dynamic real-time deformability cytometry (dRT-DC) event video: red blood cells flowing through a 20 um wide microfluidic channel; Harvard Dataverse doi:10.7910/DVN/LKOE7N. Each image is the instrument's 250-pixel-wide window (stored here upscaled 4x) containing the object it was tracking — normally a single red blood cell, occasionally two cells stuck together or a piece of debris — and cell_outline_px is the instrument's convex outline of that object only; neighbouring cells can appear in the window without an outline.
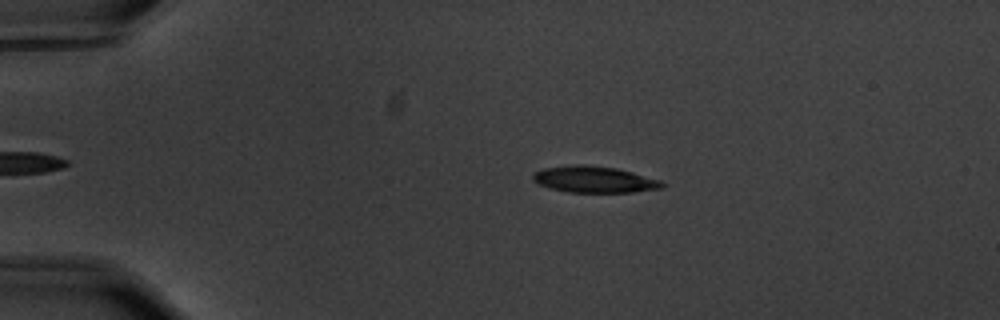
{"species": "common noctule bat (a hibernating species)", "species_latin": "Nyctalus noctula", "temperature_condition": "warm", "stored_images_in_passage": 49, "camera_frame_rate_fps": 3000, "um_per_image_px": 0.085, "animal": {"sex": "male", "body_mass_g": 20.1, "forearm_length_mm": 53.5}, "frame": {"image": 1, "passage_image": 11, "time_ms": 3.333, "image_size_px": [1000, 320], "cell_outline_px": [[668, 184], [664, 188], [632, 192], [568, 192], [548, 188], [532, 180], [532, 176], [536, 172], [544, 168], [572, 164], [584, 164], [616, 168], [632, 172], [660, 180]], "centroid_in_image_um": [50.54, 15.25], "position_along_channel_um": 34.5, "area_um2": 20.0}}
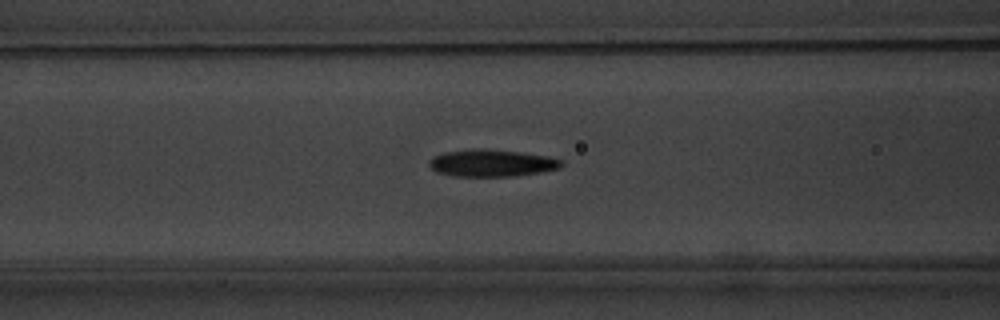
{"frame": {"image": 2, "passage_image": 23, "time_ms": 7.333, "image_size_px": [1000, 320], "cell_outline_px": [[564, 164], [560, 168], [540, 172], [512, 176], [452, 176], [436, 172], [428, 164], [428, 160], [444, 152], [472, 148], [484, 148], [520, 152], [548, 156], [564, 160]], "centroid_in_image_um": [41.8, 13.85], "position_along_channel_um": 124.8, "area_um2": 21.04}}
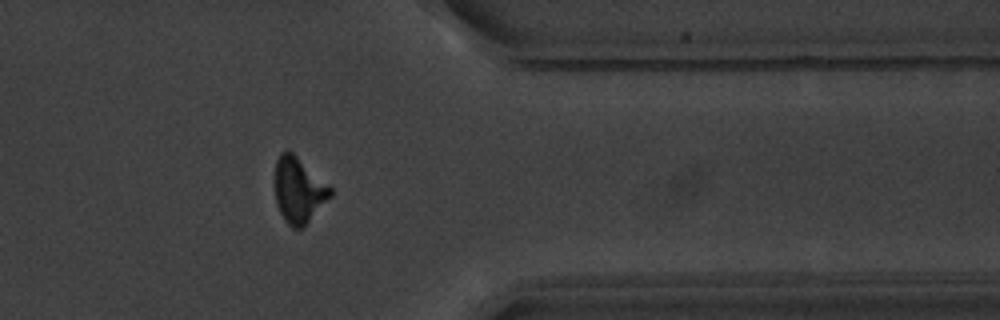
{"frame": {"image": 3, "passage_image": 46, "time_ms": 15.0, "image_size_px": [1000, 320], "cell_outline_px": [[332, 196], [300, 228], [292, 228], [284, 220], [276, 204], [276, 160], [280, 152], [288, 148], [332, 188]], "centroid_in_image_um": [25.38, 16.13], "position_along_channel_um": 386.0, "area_um2": 20.81}, "authors_computed_cell_mechanics": {"area_um2": 20.6346, "velocity_mm_per_s": 3.5382, "shape_relaxation_time_tau1_ms": 4.3582, "shape_relaxation_time_tau2_ms": 3.4491, "deformation_change_tau1": 0.1675, "deformation_change_tau2": 0.1169}}